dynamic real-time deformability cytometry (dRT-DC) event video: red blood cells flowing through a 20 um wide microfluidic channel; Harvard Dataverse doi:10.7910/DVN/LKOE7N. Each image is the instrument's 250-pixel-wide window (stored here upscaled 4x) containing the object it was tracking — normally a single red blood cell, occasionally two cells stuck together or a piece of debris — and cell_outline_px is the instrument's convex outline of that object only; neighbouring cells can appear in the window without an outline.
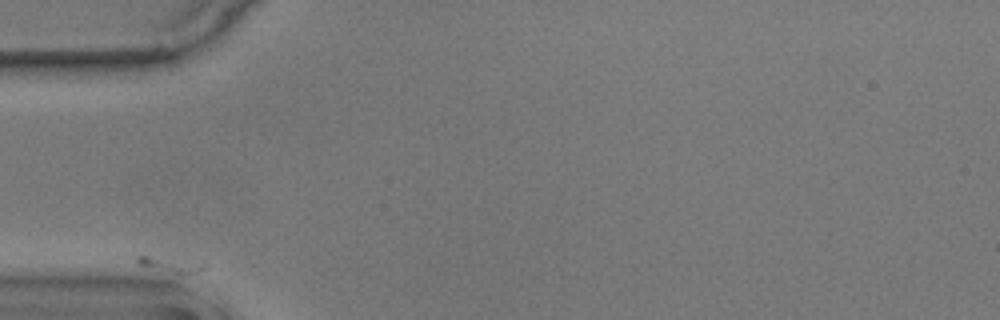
{"species": "common noctule bat (a hibernating species)", "species_latin": "Nyctalus noctula", "temperature_condition": "warm", "stored_images_in_passage": 1, "camera_frame_rate_fps": 3000, "um_per_image_px": 0.085, "animal": {"sex": "male", "body_mass_g": 17.9}, "frame": {"image": 1, "passage_image": 1, "time_ms": 0.0, "image_size_px": [1000, 320], "cell_outline_px": [[208, 268], [200, 272], [164, 284], [140, 284], [136, 260], [136, 256], [148, 256], [208, 264]], "centroid_in_image_um": [14.06, 22.92], "position_along_channel_um": 70.9, "area_um2": 10.12}}